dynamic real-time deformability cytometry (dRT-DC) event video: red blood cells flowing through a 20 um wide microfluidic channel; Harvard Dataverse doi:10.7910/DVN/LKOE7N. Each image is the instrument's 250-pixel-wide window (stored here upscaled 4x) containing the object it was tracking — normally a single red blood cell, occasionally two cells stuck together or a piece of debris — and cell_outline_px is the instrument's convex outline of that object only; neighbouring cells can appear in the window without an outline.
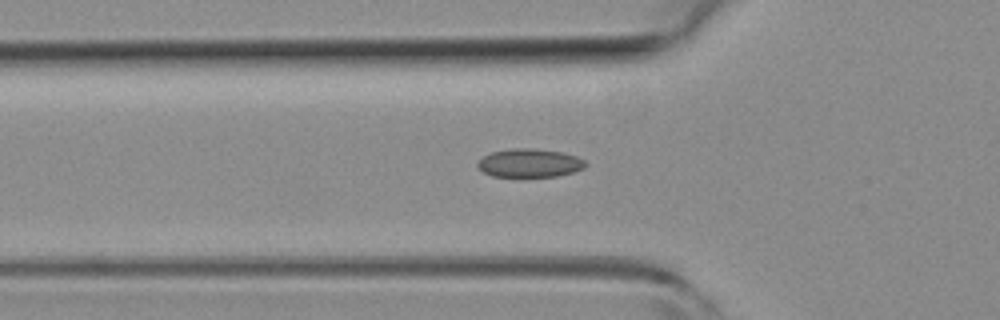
{"species": "common noctule bat (a hibernating species)", "species_latin": "Nyctalus noctula", "temperature_condition": "room temperature", "stored_images_in_passage": 34, "camera_frame_rate_fps": 3000, "um_per_image_px": 0.085, "animal": {"sex": "female", "body_mass_g": 19.3, "forearm_length_mm": 54.1}, "frame": {"image": 1, "passage_image": 2, "time_ms": 0.333, "image_size_px": [1000, 320], "cell_outline_px": [[588, 164], [584, 168], [572, 172], [556, 176], [524, 180], [492, 176], [484, 172], [476, 164], [484, 156], [492, 152], [512, 148], [532, 148], [564, 152], [576, 156], [584, 160]], "centroid_in_image_um": [45.02, 13.9], "position_along_channel_um": 80.8, "area_um2": 18.67}}
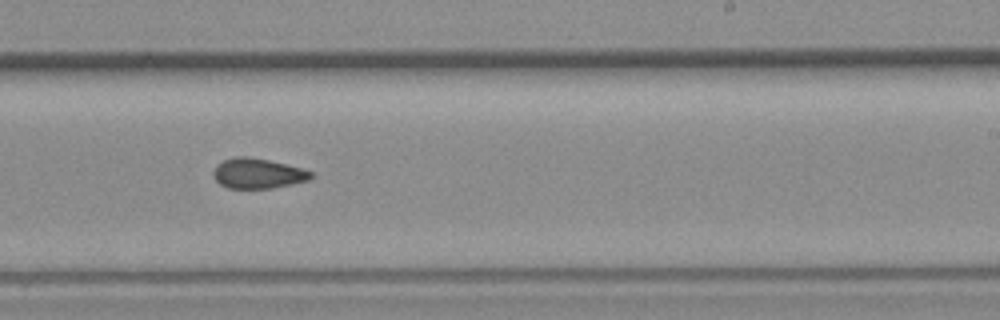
{"frame": {"image": 2, "passage_image": 15, "time_ms": 4.667, "image_size_px": [1000, 320], "cell_outline_px": [[312, 176], [308, 180], [292, 184], [272, 188], [228, 188], [220, 184], [216, 180], [212, 172], [216, 164], [224, 160], [236, 156], [248, 156], [268, 160], [304, 168], [312, 172]], "centroid_in_image_um": [21.9, 14.73], "position_along_channel_um": 267.1, "area_um2": 17.17}}
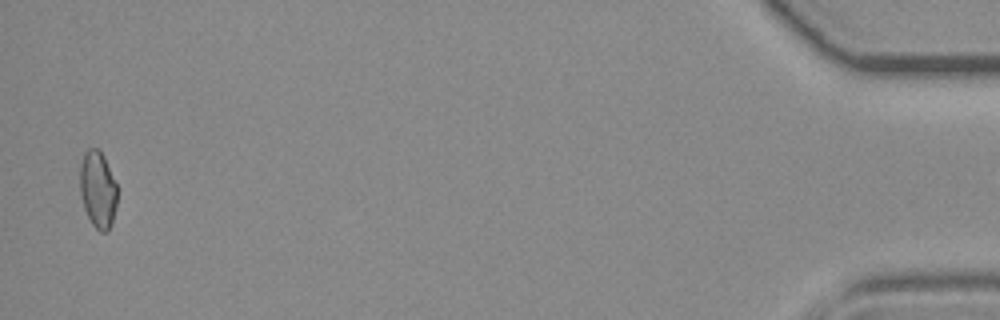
{"frame": {"image": 3, "passage_image": 33, "time_ms": 10.667, "image_size_px": [1000, 320], "cell_outline_px": [[116, 204], [112, 224], [108, 232], [100, 232], [92, 224], [84, 208], [80, 196], [80, 164], [84, 152], [88, 148], [100, 148], [104, 156], [116, 184]], "centroid_in_image_um": [8.3, 16.1], "position_along_channel_um": 426.9, "area_um2": 16.82}}